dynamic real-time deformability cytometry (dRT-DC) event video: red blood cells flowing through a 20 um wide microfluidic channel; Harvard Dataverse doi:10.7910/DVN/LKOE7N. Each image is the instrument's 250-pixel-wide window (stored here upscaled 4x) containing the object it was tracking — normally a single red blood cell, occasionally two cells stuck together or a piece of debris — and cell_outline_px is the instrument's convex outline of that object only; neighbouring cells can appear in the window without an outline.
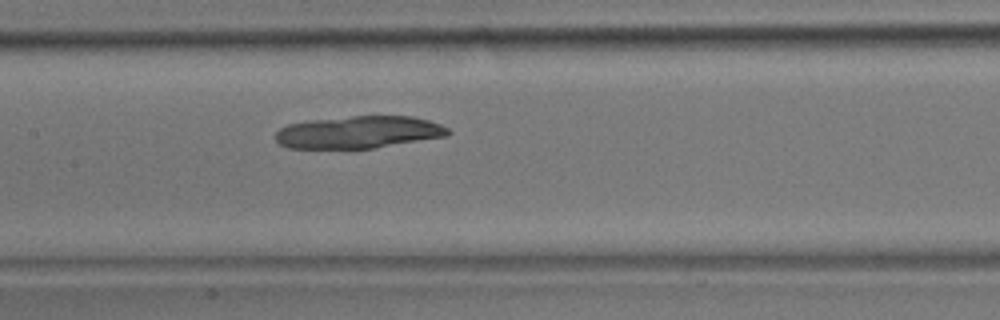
{"species": "common noctule bat (a hibernating species)", "species_latin": "Nyctalus noctula", "temperature_condition": "room temperature", "stored_images_in_passage": 47, "camera_frame_rate_fps": 3000, "um_per_image_px": 0.085, "animal": {"sex": "male", "body_mass_g": 17.9}, "frame": {"image": 1, "passage_image": 22, "time_ms": 7.0, "image_size_px": [1000, 320], "cell_outline_px": [[452, 132], [448, 136], [376, 148], [288, 148], [280, 144], [276, 140], [276, 132], [280, 128], [288, 124], [312, 120], [352, 116], [412, 116], [428, 120], [440, 124], [448, 128]], "centroid_in_image_um": [30.53, 11.24], "position_along_channel_um": 176.9, "area_um2": 32.54}}
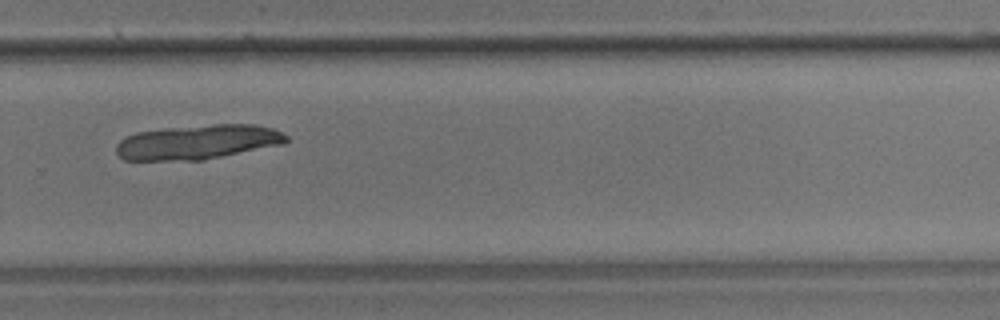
{"frame": {"image": 2, "passage_image": 32, "time_ms": 10.333, "image_size_px": [1000, 320], "cell_outline_px": [[288, 140], [284, 144], [204, 160], [124, 160], [116, 152], [116, 144], [120, 140], [136, 132], [168, 128], [212, 124], [256, 124], [272, 128], [288, 136]], "centroid_in_image_um": [16.83, 12.07], "position_along_channel_um": 313.0, "area_um2": 34.28}}
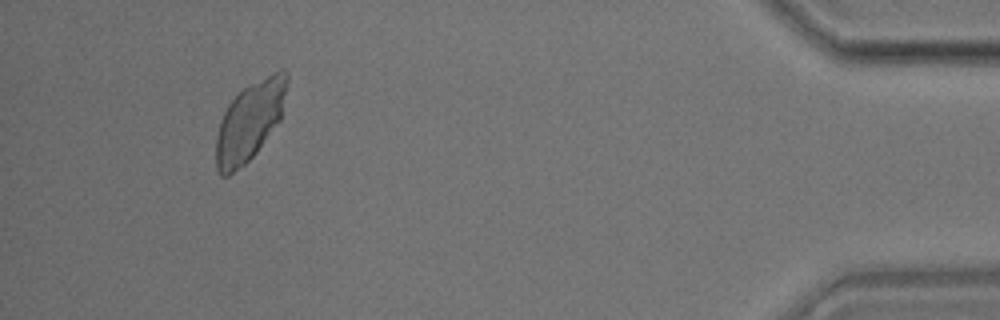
{"frame": {"image": 3, "passage_image": 44, "time_ms": 14.333, "image_size_px": [1000, 320], "cell_outline_px": [[288, 80], [280, 120], [256, 152], [244, 164], [228, 176], [220, 176], [216, 172], [216, 136], [220, 120], [228, 104], [244, 88], [272, 72], [280, 68], [284, 68], [288, 72]], "centroid_in_image_um": [21.22, 10.3], "position_along_channel_um": 414.0, "area_um2": 32.43}}